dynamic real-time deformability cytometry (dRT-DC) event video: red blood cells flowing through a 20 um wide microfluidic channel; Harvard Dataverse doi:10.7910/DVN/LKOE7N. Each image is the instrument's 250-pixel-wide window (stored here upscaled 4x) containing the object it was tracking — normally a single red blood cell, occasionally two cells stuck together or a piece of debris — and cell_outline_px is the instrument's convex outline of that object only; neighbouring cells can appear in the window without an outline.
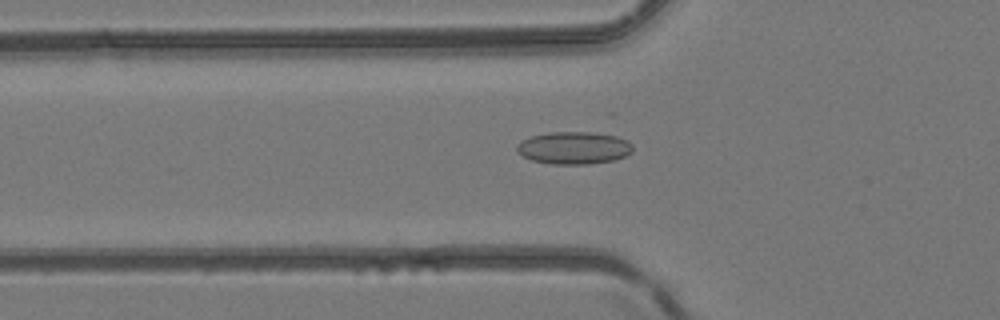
{"species": "common noctule bat (a hibernating species)", "species_latin": "Nyctalus noctula", "temperature_condition": "room temperature", "stored_images_in_passage": 46, "camera_frame_rate_fps": 3000, "um_per_image_px": 0.085, "animal": {"sex": "female", "body_mass_g": 24.6, "forearm_length_mm": 56.2}, "frame": {"image": 1, "passage_image": 16, "time_ms": 5.0, "image_size_px": [1000, 320], "cell_outline_px": [[632, 152], [616, 160], [588, 164], [552, 164], [532, 160], [516, 152], [516, 144], [520, 140], [532, 136], [548, 132], [592, 132], [616, 136], [628, 140], [632, 144]], "centroid_in_image_um": [48.77, 12.57], "position_along_channel_um": 77.0, "area_um2": 22.08}}
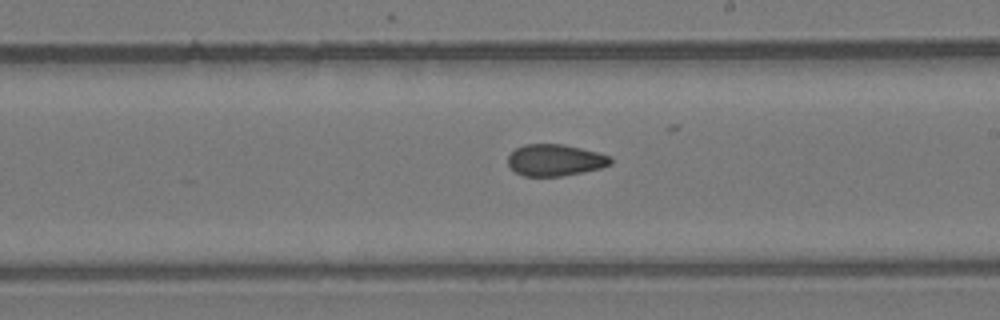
{"frame": {"image": 2, "passage_image": 27, "time_ms": 8.667, "image_size_px": [1000, 320], "cell_outline_px": [[612, 164], [600, 168], [584, 172], [560, 176], [524, 176], [516, 172], [508, 164], [508, 156], [516, 148], [524, 144], [564, 144], [612, 156]], "centroid_in_image_um": [47.2, 13.61], "position_along_channel_um": 241.8, "area_um2": 18.9}}
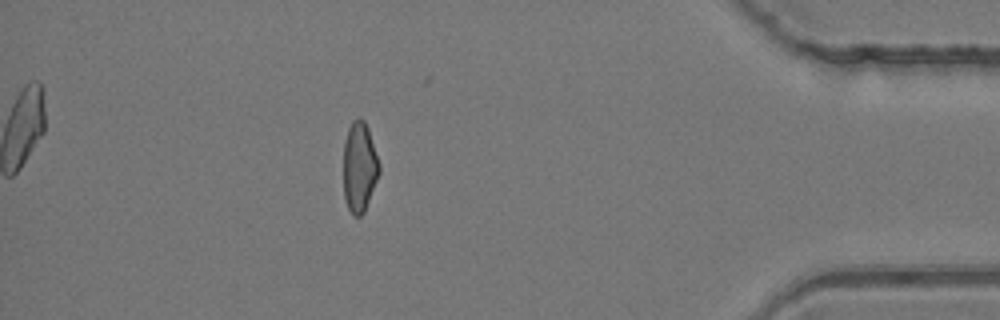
{"frame": {"image": 3, "passage_image": 41, "time_ms": 13.333, "image_size_px": [1000, 320], "cell_outline_px": [[380, 172], [364, 212], [360, 216], [352, 216], [348, 208], [344, 196], [344, 140], [348, 128], [352, 120], [360, 116], [364, 120], [368, 128], [380, 164]], "centroid_in_image_um": [30.55, 14.17], "position_along_channel_um": 404.7, "area_um2": 18.9}}